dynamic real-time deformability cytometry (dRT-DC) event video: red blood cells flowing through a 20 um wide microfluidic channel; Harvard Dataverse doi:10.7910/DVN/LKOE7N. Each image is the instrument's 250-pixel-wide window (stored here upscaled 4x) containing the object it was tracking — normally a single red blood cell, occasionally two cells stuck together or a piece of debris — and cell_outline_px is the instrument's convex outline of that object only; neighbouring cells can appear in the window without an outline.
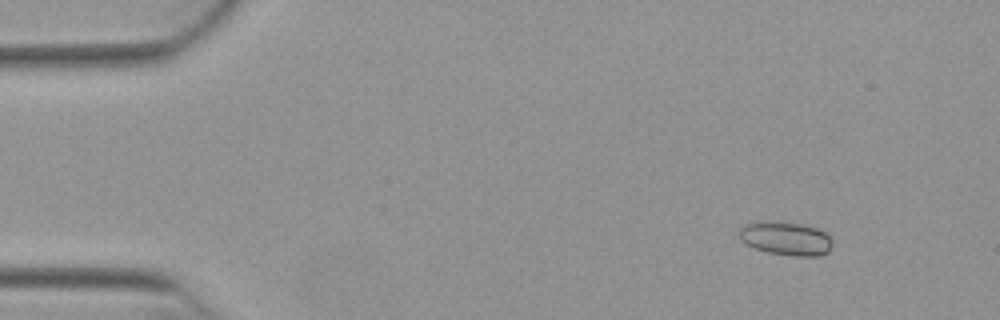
{"species": "Egyptian fruit bat (a non-hibernating species)", "species_latin": "Rousettus aegyptiacus", "temperature_condition": "warm", "stored_images_in_passage": 48, "camera_frame_rate_fps": 3000, "um_per_image_px": 0.085, "animal": {"sex": "female"}, "frame": {"image": 1, "passage_image": 1, "time_ms": 0.0, "image_size_px": [1000, 320], "cell_outline_px": [[832, 244], [828, 252], [820, 256], [796, 256], [768, 252], [756, 248], [740, 240], [740, 228], [744, 224], [772, 220], [780, 220], [804, 224], [816, 228], [824, 232], [832, 240]], "centroid_in_image_um": [66.82, 20.25], "position_along_channel_um": 18.2, "area_um2": 18.32}}
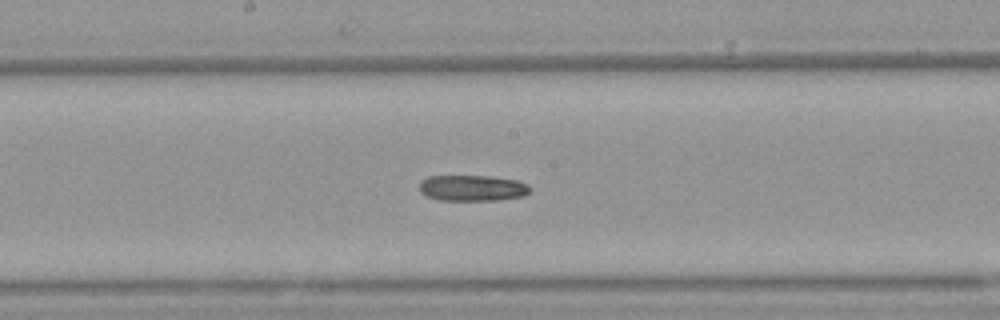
{"frame": {"image": 2, "passage_image": 23, "time_ms": 7.333, "image_size_px": [1000, 320], "cell_outline_px": [[532, 188], [524, 196], [496, 200], [440, 200], [428, 196], [420, 192], [420, 180], [428, 176], [492, 176], [516, 180], [528, 184]], "centroid_in_image_um": [40.16, 15.97], "position_along_channel_um": 208.0, "area_um2": 16.76}}
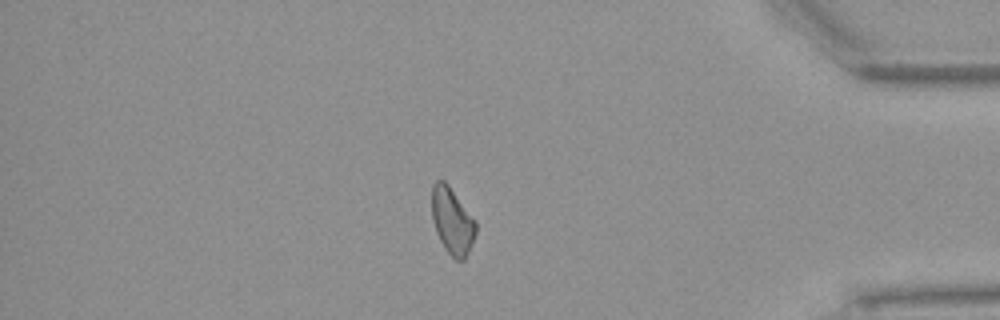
{"frame": {"image": 3, "passage_image": 40, "time_ms": 13.0, "image_size_px": [1000, 320], "cell_outline_px": [[476, 232], [472, 244], [464, 260], [456, 260], [448, 252], [440, 240], [436, 232], [432, 220], [432, 184], [436, 180], [444, 180], [448, 184], [476, 220]], "centroid_in_image_um": [38.44, 18.76], "position_along_channel_um": 396.8, "area_um2": 17.05}}